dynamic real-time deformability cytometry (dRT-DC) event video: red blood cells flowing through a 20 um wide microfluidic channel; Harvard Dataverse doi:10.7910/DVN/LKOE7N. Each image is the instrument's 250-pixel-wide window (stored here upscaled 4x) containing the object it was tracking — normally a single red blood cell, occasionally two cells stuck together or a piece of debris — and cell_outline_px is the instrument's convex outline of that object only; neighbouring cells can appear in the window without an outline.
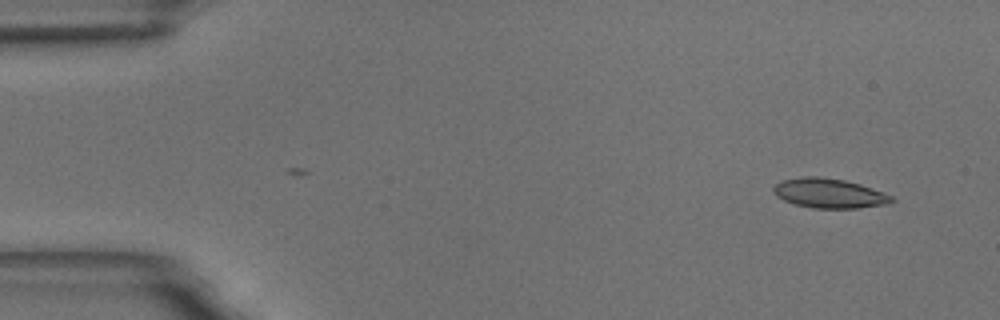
{"species": "common noctule bat (a hibernating species)", "species_latin": "Nyctalus noctula", "temperature_condition": "room temperature", "stored_images_in_passage": 5, "camera_frame_rate_fps": 3000, "um_per_image_px": 0.085, "animal": {"sex": "male", "body_mass_g": 18.8}, "frame": {"image": 1, "passage_image": 1, "time_ms": 0.0, "image_size_px": [1000, 320], "cell_outline_px": [[896, 200], [888, 204], [860, 208], [812, 208], [796, 204], [784, 200], [776, 196], [772, 188], [776, 184], [784, 180], [804, 176], [816, 176], [844, 180], [860, 184], [892, 196]], "centroid_in_image_um": [70.49, 16.43], "position_along_channel_um": 14.5, "area_um2": 20.23}}
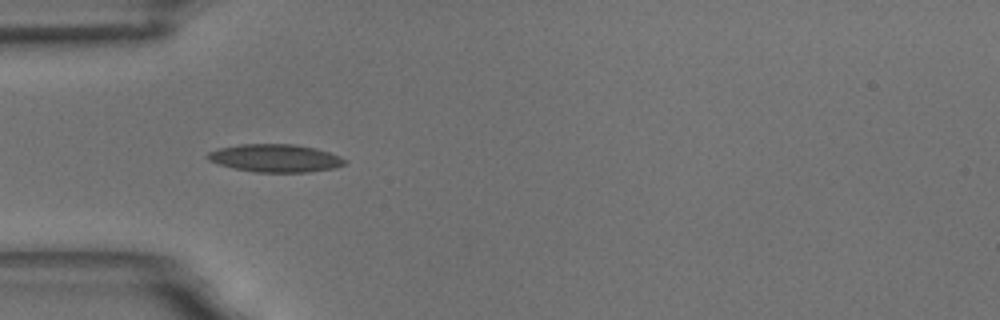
{"frame": {"image": 2, "passage_image": 4, "time_ms": 4.333, "image_size_px": [1000, 320], "cell_outline_px": [[348, 160], [344, 164], [336, 168], [308, 172], [252, 172], [232, 168], [208, 160], [204, 156], [208, 152], [220, 148], [240, 144], [296, 144], [316, 148], [340, 156]], "centroid_in_image_um": [23.4, 13.44], "position_along_channel_um": 61.6, "area_um2": 22.43}}
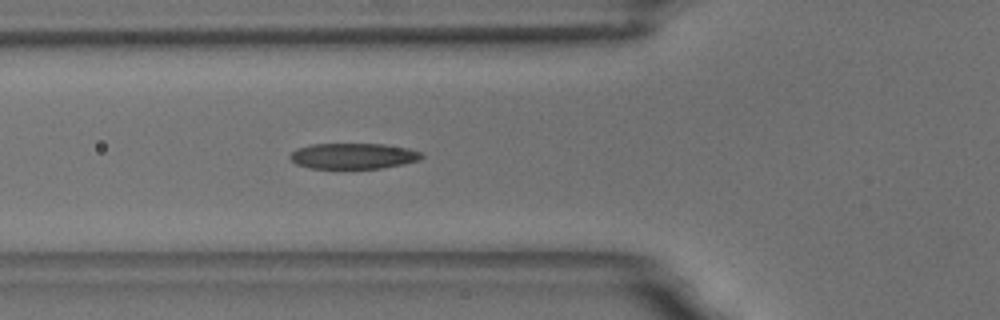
{"frame": {"image": 3, "passage_image": 5, "time_ms": 5.333, "image_size_px": [1000, 320], "cell_outline_px": [[424, 156], [420, 160], [380, 168], [312, 168], [296, 164], [288, 156], [296, 148], [312, 144], [384, 144], [408, 148], [420, 152]], "centroid_in_image_um": [30.01, 13.25], "position_along_channel_um": 95.8, "area_um2": 19.59}}